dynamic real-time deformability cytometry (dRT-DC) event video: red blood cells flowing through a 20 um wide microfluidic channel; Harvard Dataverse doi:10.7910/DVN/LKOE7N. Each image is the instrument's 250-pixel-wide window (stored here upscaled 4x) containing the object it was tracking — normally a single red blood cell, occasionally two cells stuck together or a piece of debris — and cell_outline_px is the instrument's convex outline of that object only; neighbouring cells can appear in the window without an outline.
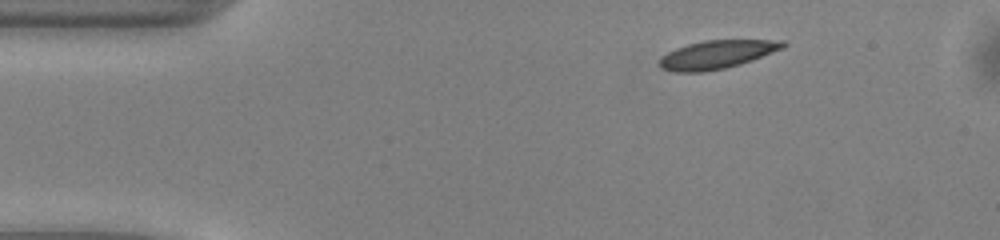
{"species": "common noctule bat (a hibernating species)", "species_latin": "Nyctalus noctula", "temperature_condition": "warm", "stored_images_in_passage": 36, "camera_frame_rate_fps": 3000, "um_per_image_px": 0.085, "animal": {"sex": "male", "body_mass_g": 13.0, "forearm_length_mm": 53.1}, "frame": {"image": 1, "passage_image": 1, "time_ms": 0.0, "image_size_px": [1000, 240], "cell_outline_px": [[788, 44], [784, 48], [752, 60], [740, 64], [724, 68], [704, 72], [676, 72], [660, 68], [656, 64], [660, 56], [676, 48], [688, 44], [704, 40], [784, 40]], "centroid_in_image_um": [60.9, 4.63], "position_along_channel_um": 24.1, "area_um2": 20.58}}
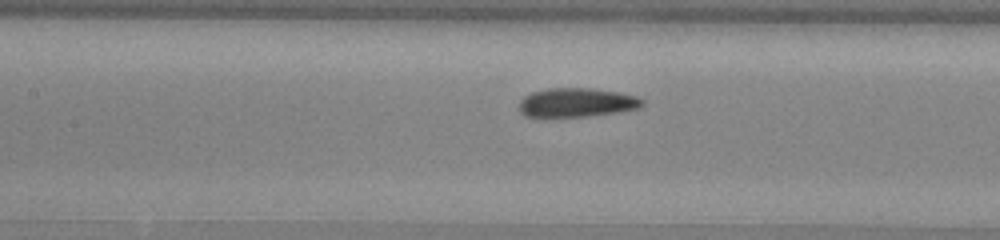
{"frame": {"image": 2, "passage_image": 16, "time_ms": 5.0, "image_size_px": [1000, 240], "cell_outline_px": [[644, 104], [640, 108], [616, 112], [588, 116], [548, 120], [524, 116], [520, 112], [520, 100], [524, 96], [532, 92], [548, 88], [592, 88], [620, 92], [636, 96], [644, 100]], "centroid_in_image_um": [48.96, 8.75], "position_along_channel_um": 158.4, "area_um2": 21.68}}
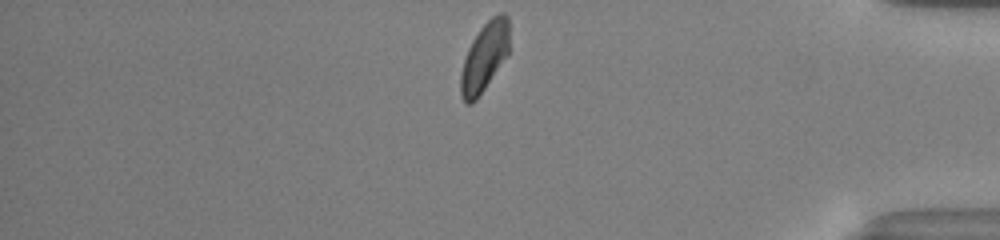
{"frame": {"image": 3, "passage_image": 36, "time_ms": 11.667, "image_size_px": [1000, 240], "cell_outline_px": [[508, 56], [476, 100], [472, 104], [464, 104], [460, 96], [460, 72], [468, 48], [472, 40], [480, 28], [492, 16], [500, 12], [504, 12], [508, 16]], "centroid_in_image_um": [41.16, 4.87], "position_along_channel_um": 394.0, "area_um2": 19.71}, "authors_computed_cell_mechanics": {"area_um2": 20.6057, "velocity_mm_per_s": 4.0434, "shape_relaxation_time_tau1_ms": 2.565, "shape_relaxation_time_tau2_ms": 2.1872, "deformation_change_tau1": 0.1093, "deformation_change_tau2": 0.0552}}